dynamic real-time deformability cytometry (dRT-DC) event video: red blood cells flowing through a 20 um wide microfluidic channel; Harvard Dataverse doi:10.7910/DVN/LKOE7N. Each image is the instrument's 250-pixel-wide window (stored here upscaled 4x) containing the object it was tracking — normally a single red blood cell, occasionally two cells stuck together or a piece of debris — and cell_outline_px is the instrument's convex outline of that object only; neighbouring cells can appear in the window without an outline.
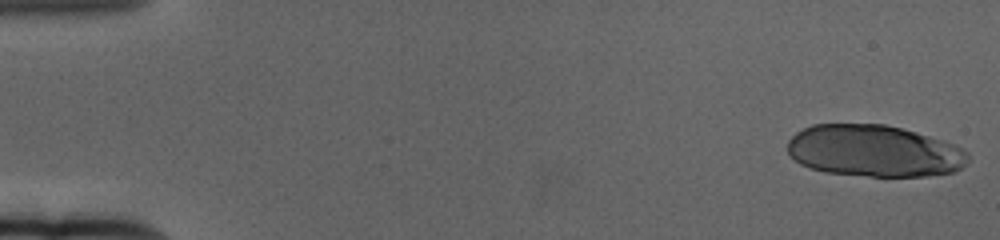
{"species": "human", "species_latin": "Homo sapiens", "temperature_condition": "cold", "stored_images_in_passage": 20, "camera_frame_rate_fps": 3000, "um_per_image_px": 0.085, "donor": {"sex": "female"}, "frame": {"image": 1, "passage_image": 1, "time_ms": 0.0, "image_size_px": [1000, 240], "cell_outline_px": [[968, 160], [960, 168], [952, 172], [928, 176], [868, 176], [824, 172], [800, 164], [788, 152], [788, 140], [796, 132], [812, 124], [884, 124], [916, 132], [952, 144], [968, 152]], "centroid_in_image_um": [74.27, 12.83], "position_along_channel_um": 10.7, "area_um2": 54.16}}
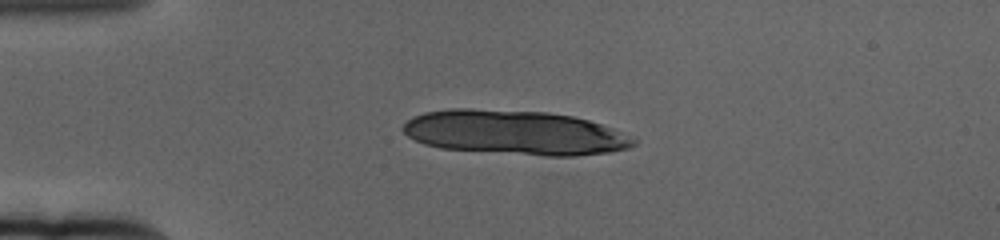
{"frame": {"image": 2, "passage_image": 14, "time_ms": 4.333, "image_size_px": [1000, 240], "cell_outline_px": [[636, 144], [628, 148], [608, 152], [576, 156], [544, 156], [440, 148], [424, 144], [408, 136], [400, 128], [412, 116], [424, 112], [452, 108], [468, 108], [548, 112], [572, 116], [588, 120], [612, 128], [636, 140]], "centroid_in_image_um": [43.71, 11.26], "position_along_channel_um": 41.3, "area_um2": 59.77}}